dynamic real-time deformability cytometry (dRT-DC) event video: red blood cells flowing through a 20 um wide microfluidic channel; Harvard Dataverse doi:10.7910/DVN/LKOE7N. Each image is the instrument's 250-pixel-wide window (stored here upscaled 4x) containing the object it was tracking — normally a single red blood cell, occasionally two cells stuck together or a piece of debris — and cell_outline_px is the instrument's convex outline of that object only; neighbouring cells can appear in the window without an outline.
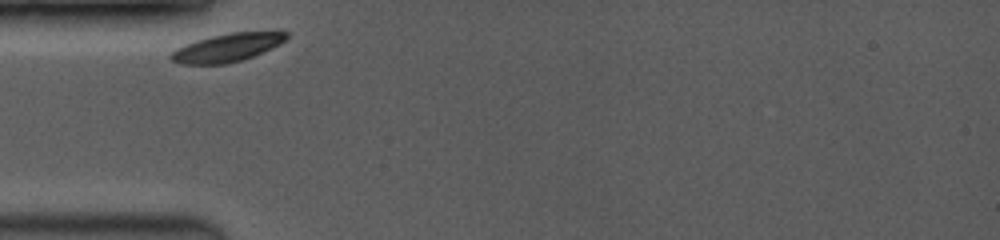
{"species": "common noctule bat (a hibernating species)", "species_latin": "Nyctalus noctula", "temperature_condition": "room temperature", "stored_images_in_passage": 14, "camera_frame_rate_fps": 3500, "um_per_image_px": 0.085, "animal": {"sex": "female", "body_mass_g": 19.0, "forearm_length_mm": 53.3}, "frame": {"image": 1, "passage_image": 1, "time_ms": 0.0, "image_size_px": [1000, 240], "cell_outline_px": [[288, 36], [280, 44], [272, 48], [252, 56], [228, 64], [180, 64], [172, 60], [168, 56], [176, 48], [184, 44], [196, 40], [228, 32], [288, 32]], "centroid_in_image_um": [19.26, 4.05], "position_along_channel_um": 65.7, "area_um2": 18.84}}
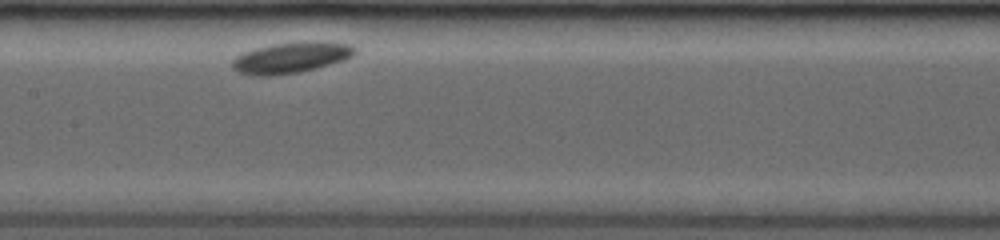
{"frame": {"image": 2, "passage_image": 7, "time_ms": 3.429, "image_size_px": [1000, 240], "cell_outline_px": [[356, 52], [352, 56], [344, 60], [300, 72], [268, 76], [252, 76], [240, 72], [232, 68], [232, 60], [236, 56], [244, 52], [256, 48], [272, 44], [300, 40], [324, 40], [352, 44], [356, 48]], "centroid_in_image_um": [24.78, 4.86], "position_along_channel_um": 182.6, "area_um2": 22.54}}
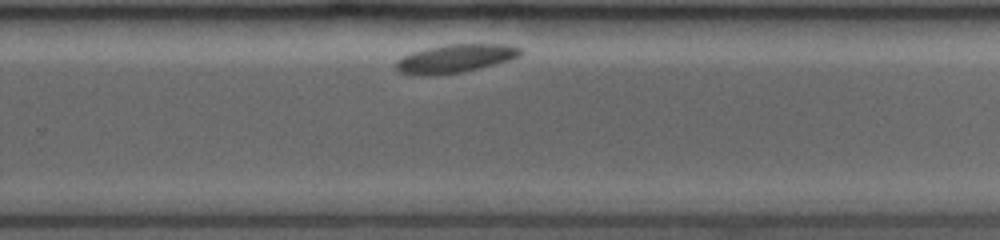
{"frame": {"image": 3, "passage_image": 14, "time_ms": 6.571, "image_size_px": [1000, 240], "cell_outline_px": [[524, 52], [520, 56], [508, 60], [460, 72], [436, 76], [412, 76], [400, 72], [396, 68], [396, 60], [412, 52], [428, 48], [448, 44], [508, 44], [524, 48]], "centroid_in_image_um": [38.69, 4.98], "position_along_channel_um": 291.1, "area_um2": 20.63}}